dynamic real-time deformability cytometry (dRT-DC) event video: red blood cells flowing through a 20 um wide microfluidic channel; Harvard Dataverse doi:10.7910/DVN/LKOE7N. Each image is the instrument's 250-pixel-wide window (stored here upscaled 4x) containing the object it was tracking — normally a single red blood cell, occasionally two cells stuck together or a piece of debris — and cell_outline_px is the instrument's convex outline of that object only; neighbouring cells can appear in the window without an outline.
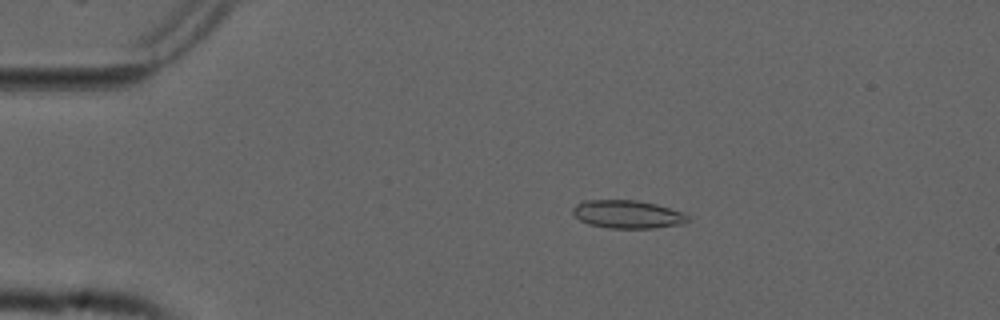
{"species": "common noctule bat (a hibernating species)", "species_latin": "Nyctalus noctula", "temperature_condition": "cold", "stored_images_in_passage": 54, "camera_frame_rate_fps": 3000, "um_per_image_px": 0.085, "animal": {"sex": "male", "forearm_length_mm": 52.5}, "frame": {"image": 1, "passage_image": 11, "time_ms": 3.333, "image_size_px": [1000, 320], "cell_outline_px": [[688, 220], [680, 224], [652, 228], [608, 228], [588, 224], [580, 220], [572, 212], [572, 208], [576, 204], [584, 200], [636, 200], [656, 204], [684, 212], [688, 216]], "centroid_in_image_um": [53.31, 18.21], "position_along_channel_um": 31.7, "area_um2": 18.79}}
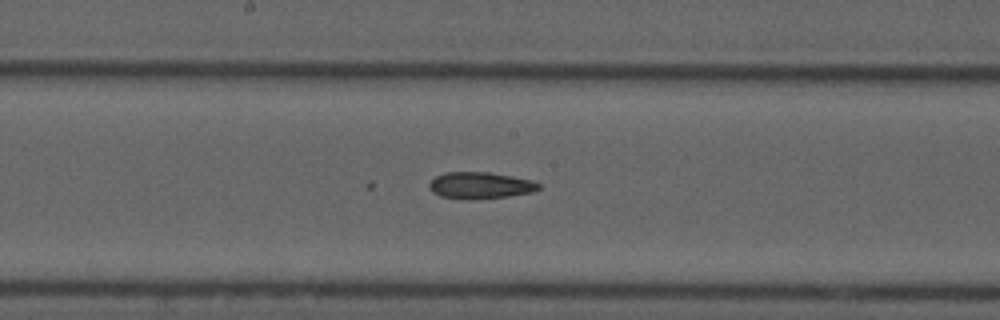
{"frame": {"image": 2, "passage_image": 29, "time_ms": 9.333, "image_size_px": [1000, 320], "cell_outline_px": [[540, 188], [532, 192], [508, 196], [468, 200], [440, 196], [432, 192], [428, 188], [428, 184], [436, 176], [444, 172], [488, 172], [512, 176], [532, 180], [540, 184]], "centroid_in_image_um": [40.79, 15.76], "position_along_channel_um": 207.4, "area_um2": 17.05}}
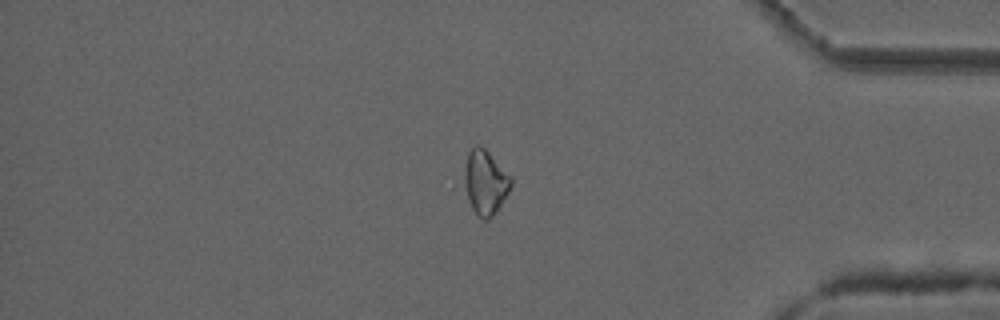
{"frame": {"image": 3, "passage_image": 46, "time_ms": 15.0, "image_size_px": [1000, 320], "cell_outline_px": [[512, 184], [508, 192], [496, 212], [488, 220], [484, 220], [476, 216], [472, 208], [464, 184], [464, 168], [468, 152], [476, 144], [480, 144], [512, 176]], "centroid_in_image_um": [41.25, 15.49], "position_along_channel_um": 393.9, "area_um2": 17.51}}